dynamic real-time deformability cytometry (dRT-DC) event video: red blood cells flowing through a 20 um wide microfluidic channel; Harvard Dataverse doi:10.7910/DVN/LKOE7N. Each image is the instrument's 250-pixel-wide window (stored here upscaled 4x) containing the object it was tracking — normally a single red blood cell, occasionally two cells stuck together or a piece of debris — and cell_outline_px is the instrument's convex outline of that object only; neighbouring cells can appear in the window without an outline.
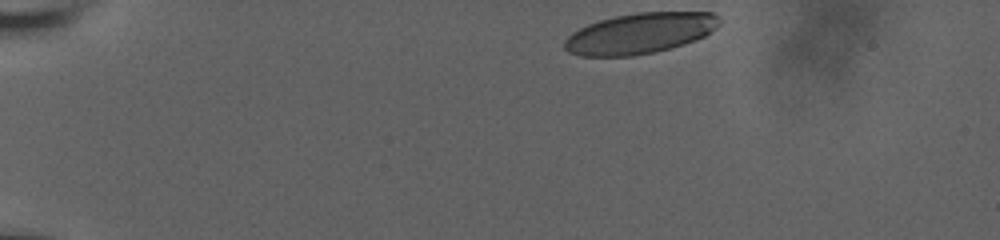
{"species": "human", "species_latin": "Homo sapiens", "temperature_condition": "room temperature", "stored_images_in_passage": 34, "camera_frame_rate_fps": 3000, "um_per_image_px": 0.085, "donor": {"sex": "male"}, "frame": {"image": 1, "passage_image": 1, "time_ms": 0.0, "image_size_px": [1000, 240], "cell_outline_px": [[720, 24], [716, 28], [704, 36], [696, 40], [684, 44], [652, 52], [632, 56], [580, 56], [568, 52], [564, 48], [564, 40], [572, 32], [588, 24], [600, 20], [616, 16], [636, 12], [712, 12], [720, 16]], "centroid_in_image_um": [54.4, 2.82], "position_along_channel_um": 30.6, "area_um2": 36.7}}
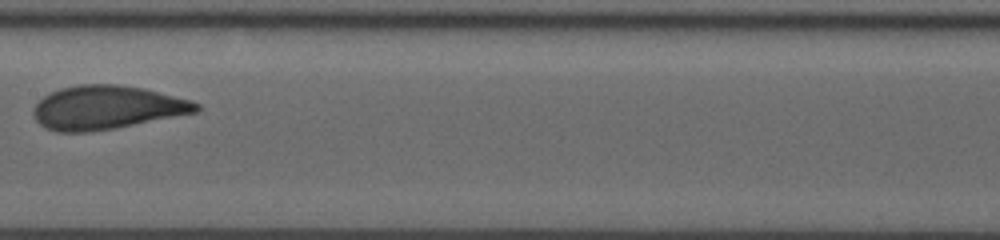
{"frame": {"image": 2, "passage_image": 20, "time_ms": 7.0, "image_size_px": [1000, 240], "cell_outline_px": [[200, 108], [196, 112], [112, 128], [88, 132], [56, 132], [44, 128], [32, 116], [32, 112], [36, 104], [44, 96], [60, 88], [80, 84], [120, 84], [144, 88], [192, 100], [200, 104]], "centroid_in_image_um": [9.04, 9.13], "position_along_channel_um": 198.4, "area_um2": 41.27}}
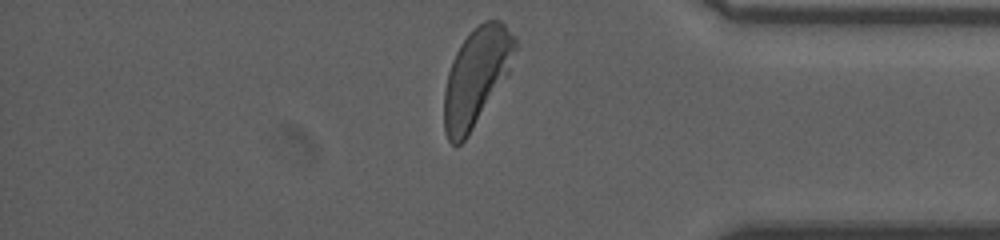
{"frame": {"image": 3, "passage_image": 34, "time_ms": 12.667, "image_size_px": [1000, 240], "cell_outline_px": [[516, 48], [508, 76], [468, 136], [460, 144], [452, 144], [448, 140], [444, 132], [444, 92], [448, 72], [452, 60], [460, 44], [484, 20], [500, 20], [516, 36]], "centroid_in_image_um": [40.5, 6.55], "position_along_channel_um": 394.7, "area_um2": 40.29}, "authors_computed_cell_mechanics": {"area_um2": 40.3444, "velocity_mm_per_s": 3.744, "shape_relaxation_time_tau1_ms": 3.2719, "shape_relaxation_time_tau2_ms": null, "deformation_change_tau1": 0.1494, "deformation_change_tau2": null}}